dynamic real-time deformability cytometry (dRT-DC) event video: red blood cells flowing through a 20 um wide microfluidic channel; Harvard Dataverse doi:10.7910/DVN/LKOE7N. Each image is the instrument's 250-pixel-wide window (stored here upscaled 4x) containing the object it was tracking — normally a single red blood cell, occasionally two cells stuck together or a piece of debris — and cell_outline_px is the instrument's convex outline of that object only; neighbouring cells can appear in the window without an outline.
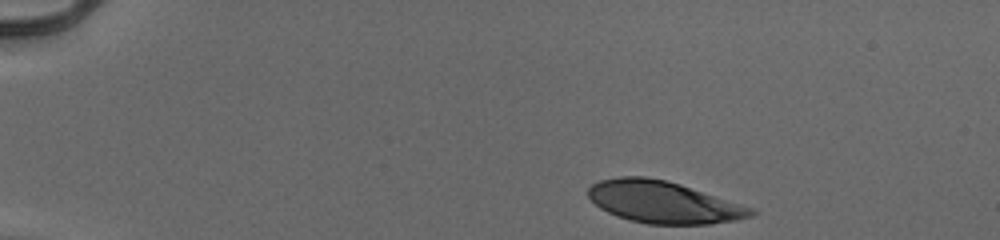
{"species": "human", "species_latin": "Homo sapiens", "temperature_condition": "cold", "stored_images_in_passage": 37, "camera_frame_rate_fps": 3000, "um_per_image_px": 0.085, "donor": {"sex": "male"}, "frame": {"image": 1, "passage_image": 1, "time_ms": 0.0, "image_size_px": [1000, 240], "cell_outline_px": [[756, 212], [752, 216], [736, 220], [708, 224], [648, 224], [628, 220], [616, 216], [600, 208], [588, 196], [588, 188], [592, 184], [600, 180], [620, 176], [644, 176], [668, 180], [756, 208]], "centroid_in_image_um": [56.41, 17.18], "position_along_channel_um": 28.6, "area_um2": 40.06}}
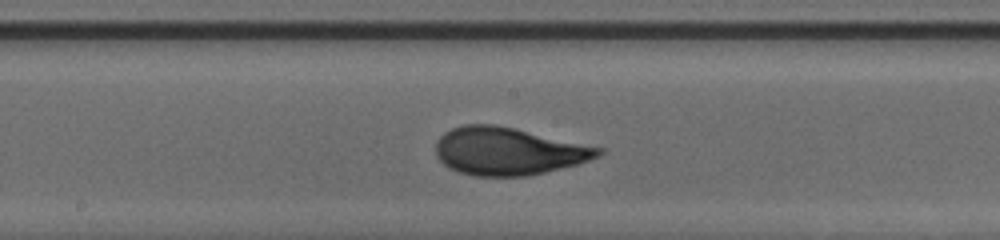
{"frame": {"image": 2, "passage_image": 22, "time_ms": 7.0, "image_size_px": [1000, 240], "cell_outline_px": [[604, 152], [600, 156], [576, 164], [528, 176], [476, 176], [460, 172], [448, 168], [436, 156], [436, 140], [444, 132], [452, 128], [464, 124], [496, 124], [516, 128], [604, 148]], "centroid_in_image_um": [43.19, 12.84], "position_along_channel_um": 205.0, "area_um2": 45.26}}
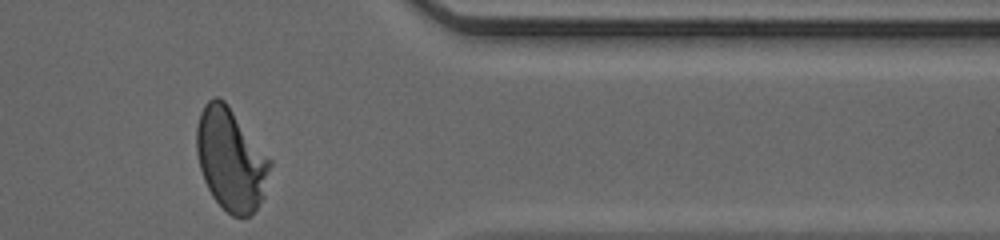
{"frame": {"image": 3, "passage_image": 37, "time_ms": 12.0, "image_size_px": [1000, 240], "cell_outline_px": [[272, 164], [264, 196], [256, 208], [248, 216], [232, 216], [212, 196], [204, 180], [200, 168], [196, 152], [196, 124], [200, 112], [204, 104], [208, 100], [216, 96], [224, 100], [272, 160]], "centroid_in_image_um": [19.62, 13.53], "position_along_channel_um": 391.8, "area_um2": 43.7}, "authors_computed_cell_mechanics": {"area_um2": 43.5234, "velocity_mm_per_s": 3.9564, "shape_relaxation_time_tau1_ms": 4.2244, "shape_relaxation_time_tau2_ms": null, "deformation_change_tau1": 0.2103, "deformation_change_tau2": null}}